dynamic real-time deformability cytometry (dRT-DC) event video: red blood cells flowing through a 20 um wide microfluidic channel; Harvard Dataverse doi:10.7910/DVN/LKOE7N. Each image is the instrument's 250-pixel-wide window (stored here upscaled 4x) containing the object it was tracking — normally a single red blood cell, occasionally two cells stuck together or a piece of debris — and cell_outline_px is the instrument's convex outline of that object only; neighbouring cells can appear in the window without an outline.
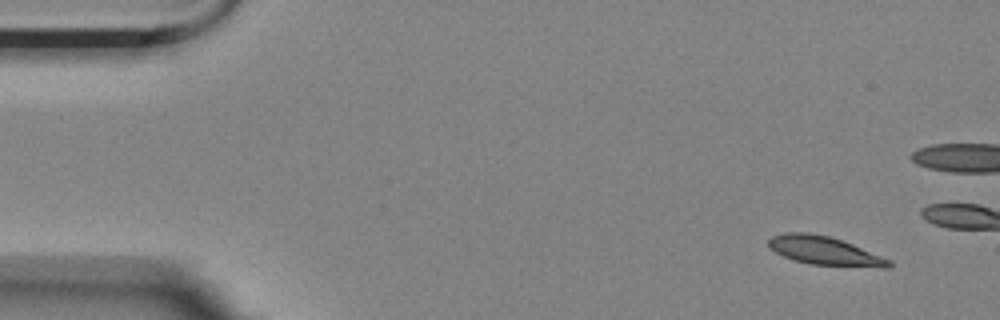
{"species": "Egyptian fruit bat (a non-hibernating species)", "species_latin": "Rousettus aegyptiacus", "temperature_condition": "room temperature", "stored_images_in_passage": 8, "camera_frame_rate_fps": 3000, "um_per_image_px": 0.085, "animal": {"sex": "female"}, "frame": {"image": 1, "passage_image": 1, "time_ms": 0.0, "image_size_px": [1000, 320], "cell_outline_px": [[892, 268], [884, 268], [812, 264], [792, 260], [768, 248], [768, 240], [772, 236], [784, 232], [808, 232], [828, 236], [852, 244], [892, 260]], "centroid_in_image_um": [70.09, 21.32], "position_along_channel_um": 14.9, "area_um2": 20.11}}
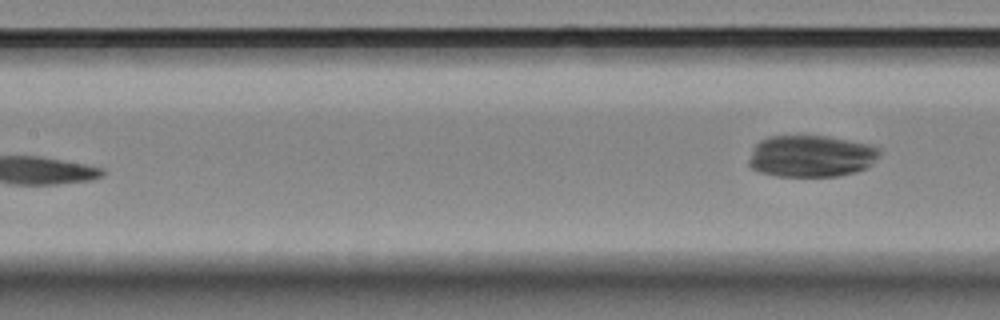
{"frame": {"image": 2, "passage_image": 8, "time_ms": 2.333, "image_size_px": [1000, 320], "cell_outline_px": [[880, 152], [864, 168], [852, 172], [836, 176], [776, 176], [760, 172], [752, 168], [748, 164], [748, 160], [756, 144], [760, 140], [768, 136], [828, 136], [868, 144], [880, 148]], "centroid_in_image_um": [68.88, 13.26], "position_along_channel_um": 138.5, "area_um2": 31.44}}